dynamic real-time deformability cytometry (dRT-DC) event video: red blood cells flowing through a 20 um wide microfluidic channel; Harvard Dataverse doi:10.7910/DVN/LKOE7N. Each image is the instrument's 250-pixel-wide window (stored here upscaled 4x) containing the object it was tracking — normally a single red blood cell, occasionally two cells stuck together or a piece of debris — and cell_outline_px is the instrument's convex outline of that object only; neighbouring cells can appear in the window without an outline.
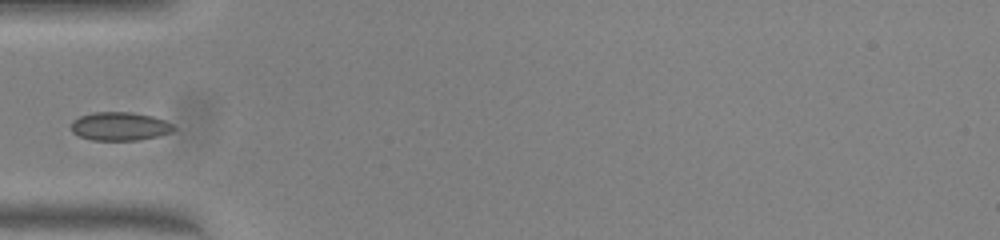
{"species": "common noctule bat (a hibernating species)", "species_latin": "Nyctalus noctula", "temperature_condition": "warm", "stored_images_in_passage": 35, "camera_frame_rate_fps": 3000, "um_per_image_px": 0.085, "animal": {"sex": "female", "body_mass_g": 23.0, "forearm_length_mm": 53.4}, "frame": {"image": 1, "passage_image": 1, "time_ms": 0.0, "image_size_px": [1000, 240], "cell_outline_px": [[176, 128], [172, 132], [160, 136], [140, 140], [92, 140], [80, 136], [72, 132], [72, 120], [80, 116], [92, 112], [132, 112], [152, 116], [164, 120], [172, 124]], "centroid_in_image_um": [10.2, 10.74], "position_along_channel_um": 74.8, "area_um2": 17.11}}
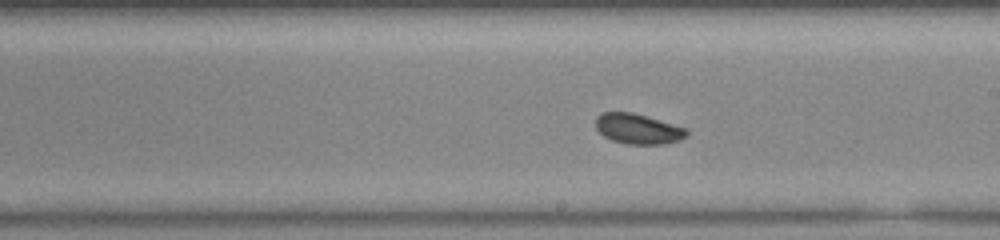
{"frame": {"image": 2, "passage_image": 13, "time_ms": 4.0, "image_size_px": [1000, 240], "cell_outline_px": [[688, 136], [680, 140], [664, 144], [628, 144], [612, 140], [604, 136], [596, 128], [596, 116], [604, 112], [632, 112], [688, 128]], "centroid_in_image_um": [54.26, 10.95], "position_along_channel_um": 234.7, "area_um2": 16.07}}
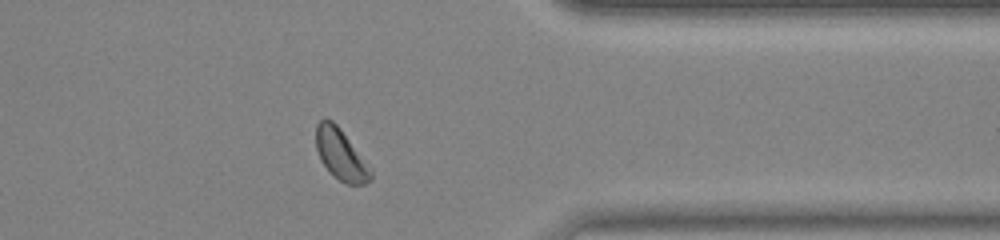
{"frame": {"image": 3, "passage_image": 25, "time_ms": 8.0, "image_size_px": [1000, 240], "cell_outline_px": [[372, 180], [364, 184], [348, 184], [340, 180], [328, 172], [320, 160], [316, 148], [316, 124], [324, 116], [332, 120], [340, 128], [372, 172]], "centroid_in_image_um": [28.91, 13.12], "position_along_channel_um": 382.5, "area_um2": 16.01}}